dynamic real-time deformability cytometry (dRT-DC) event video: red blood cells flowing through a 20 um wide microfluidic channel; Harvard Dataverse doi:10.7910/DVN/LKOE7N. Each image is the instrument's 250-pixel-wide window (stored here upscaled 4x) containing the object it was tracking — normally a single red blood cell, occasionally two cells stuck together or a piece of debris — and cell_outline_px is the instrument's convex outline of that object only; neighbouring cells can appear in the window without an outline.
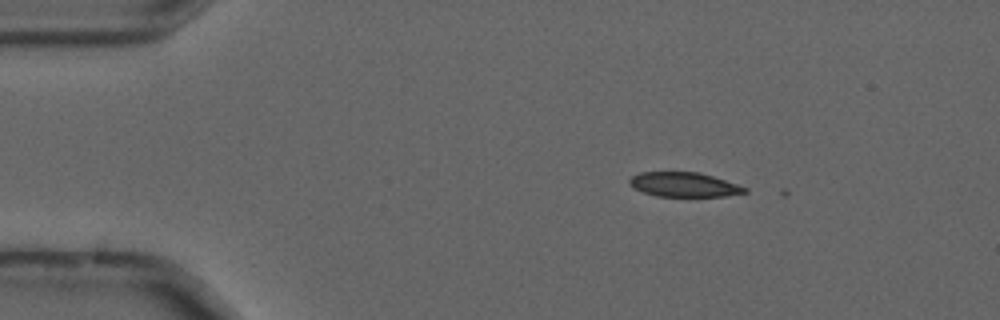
{"species": "common noctule bat (a hibernating species)", "species_latin": "Nyctalus noctula", "temperature_condition": "cold", "stored_images_in_passage": 7, "camera_frame_rate_fps": 3000, "um_per_image_px": 0.085, "animal": {"sex": "male", "forearm_length_mm": 52.5}, "frame": {"image": 1, "passage_image": 2, "time_ms": 0.333, "image_size_px": [1000, 320], "cell_outline_px": [[748, 192], [724, 196], [656, 196], [644, 192], [636, 188], [628, 180], [632, 176], [640, 172], [700, 172], [748, 188]], "centroid_in_image_um": [58.16, 15.69], "position_along_channel_um": 26.8, "area_um2": 16.18}}